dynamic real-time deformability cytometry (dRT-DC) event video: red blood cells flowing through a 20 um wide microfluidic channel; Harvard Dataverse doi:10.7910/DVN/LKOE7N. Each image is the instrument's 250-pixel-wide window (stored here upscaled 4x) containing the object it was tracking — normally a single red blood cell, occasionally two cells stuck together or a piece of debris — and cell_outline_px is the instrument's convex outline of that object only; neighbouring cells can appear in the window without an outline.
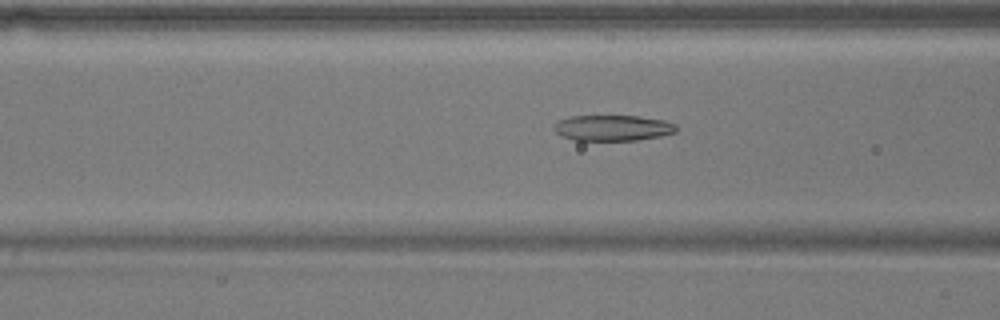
{"species": "common noctule bat (a hibernating species)", "species_latin": "Nyctalus noctula", "temperature_condition": "warm", "stored_images_in_passage": 39, "camera_frame_rate_fps": 3000, "um_per_image_px": 0.085, "animal": {"sex": "male", "body_mass_g": 17.9}, "frame": {"image": 1, "passage_image": 17, "time_ms": 5.333, "image_size_px": [1000, 320], "cell_outline_px": [[676, 132], [660, 136], [636, 140], [576, 140], [560, 136], [552, 128], [560, 120], [568, 116], [640, 116], [664, 120], [676, 124]], "centroid_in_image_um": [52.08, 10.87], "position_along_channel_um": 114.5, "area_um2": 18.32}}
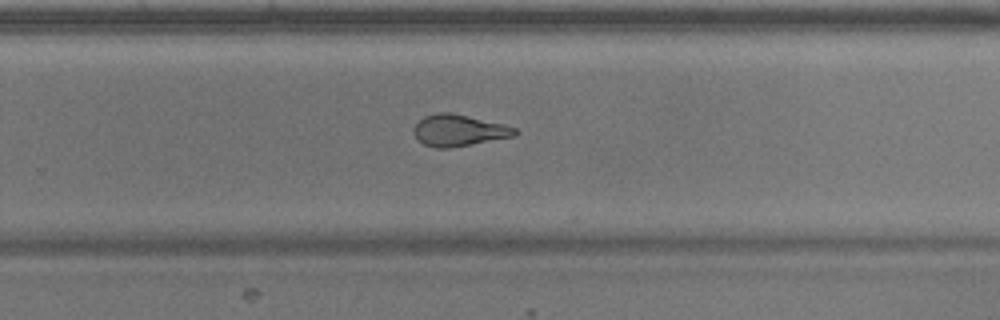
{"frame": {"image": 2, "passage_image": 31, "time_ms": 10.0, "image_size_px": [1000, 320], "cell_outline_px": [[516, 132], [512, 136], [448, 148], [436, 148], [424, 144], [412, 132], [412, 128], [424, 116], [440, 112], [448, 112], [468, 116], [504, 124], [516, 128]], "centroid_in_image_um": [38.95, 11.07], "position_along_channel_um": 290.9, "area_um2": 18.15}}
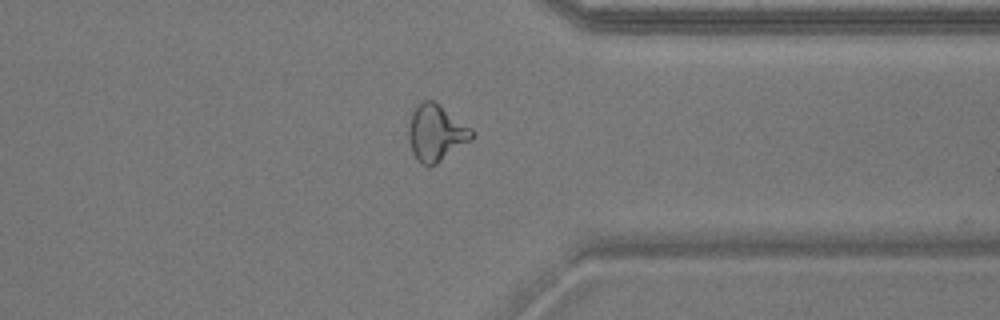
{"frame": {"image": 3, "passage_image": 38, "time_ms": 12.333, "image_size_px": [1000, 320], "cell_outline_px": [[476, 136], [472, 140], [436, 164], [428, 168], [420, 164], [416, 160], [412, 152], [408, 136], [408, 124], [412, 112], [416, 104], [424, 100], [436, 100], [472, 128]], "centroid_in_image_um": [37.07, 11.29], "position_along_channel_um": 374.3, "area_um2": 21.5}}